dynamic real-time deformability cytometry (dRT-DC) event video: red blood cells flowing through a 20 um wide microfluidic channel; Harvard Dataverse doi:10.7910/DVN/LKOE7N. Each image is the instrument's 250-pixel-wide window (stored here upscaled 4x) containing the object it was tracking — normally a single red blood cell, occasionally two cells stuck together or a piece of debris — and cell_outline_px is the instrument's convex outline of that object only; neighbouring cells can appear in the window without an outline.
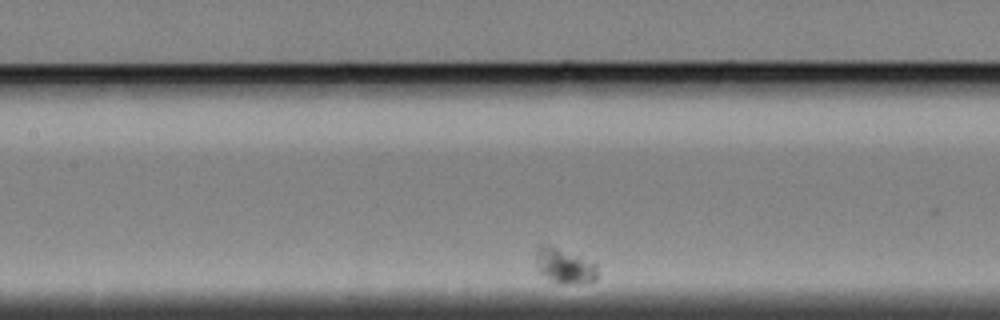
{"species": "Egyptian fruit bat (a non-hibernating species)", "species_latin": "Rousettus aegyptiacus", "temperature_condition": "cold", "stored_images_in_passage": 35, "segment_of_instrument_passage": [2, 2], "camera_frame_rate_fps": 3000, "um_per_image_px": 0.085, "animal": {"sex": "female"}, "frame": {"image": 1, "passage_image": 6, "time_ms": 1.667, "image_size_px": [1000, 320], "cell_outline_px": [[596, 280], [580, 284], [560, 284], [548, 280], [536, 268], [536, 248], [540, 244], [556, 248], [596, 264]], "centroid_in_image_um": [47.93, 22.65], "position_along_channel_um": 159.5, "area_um2": 12.31}}
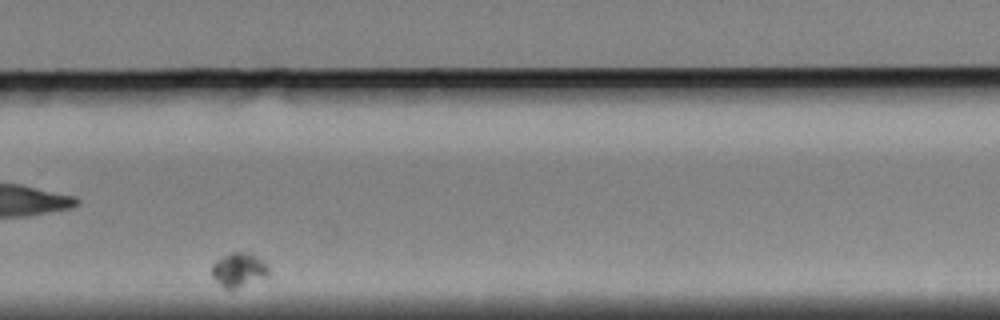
{"frame": {"image": 2, "passage_image": 26, "time_ms": 8.333, "image_size_px": [1000, 320], "cell_outline_px": [[268, 276], [228, 292], [212, 276], [212, 264], [216, 260], [232, 252], [248, 252], [260, 260], [268, 268]], "centroid_in_image_um": [20.25, 22.97], "position_along_channel_um": 309.5, "area_um2": 11.16}}
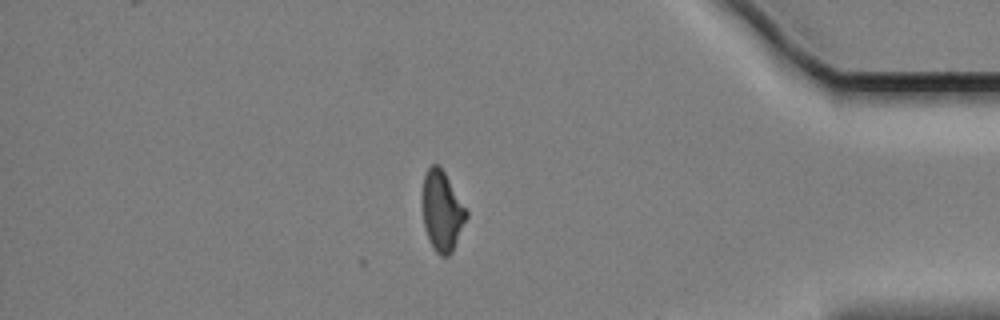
{"frame": {"image": 3, "passage_image": 35, "time_ms": 11.333, "image_size_px": [1000, 320], "cell_outline_px": [[468, 216], [452, 252], [448, 256], [440, 256], [436, 252], [428, 236], [424, 224], [424, 176], [428, 168], [432, 164], [440, 164], [468, 212]], "centroid_in_image_um": [37.61, 17.93], "position_along_channel_um": 397.6, "area_um2": 20.0}}